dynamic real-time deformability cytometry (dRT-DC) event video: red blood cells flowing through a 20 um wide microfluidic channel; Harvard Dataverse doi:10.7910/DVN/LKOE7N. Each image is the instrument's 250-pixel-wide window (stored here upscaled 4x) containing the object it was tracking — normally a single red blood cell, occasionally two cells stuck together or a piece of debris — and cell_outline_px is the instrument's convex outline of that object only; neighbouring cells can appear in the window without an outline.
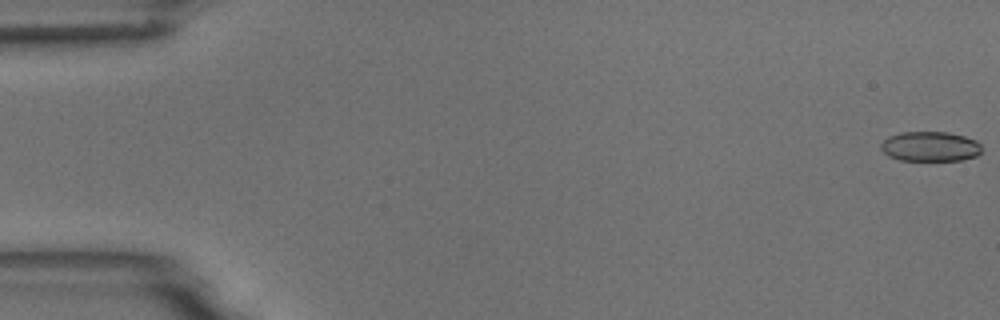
{"species": "common noctule bat (a hibernating species)", "species_latin": "Nyctalus noctula", "temperature_condition": "room temperature", "stored_images_in_passage": 55, "camera_frame_rate_fps": 3000, "um_per_image_px": 0.085, "animal": {"sex": "male", "body_mass_g": 18.8}, "frame": {"image": 1, "passage_image": 1, "time_ms": 0.0, "image_size_px": [1000, 320], "cell_outline_px": [[980, 152], [976, 156], [960, 160], [900, 160], [888, 156], [880, 148], [880, 144], [888, 136], [900, 132], [948, 132], [964, 136], [976, 140], [980, 144]], "centroid_in_image_um": [79.03, 12.44], "position_along_channel_um": 6.0, "area_um2": 17.51}}
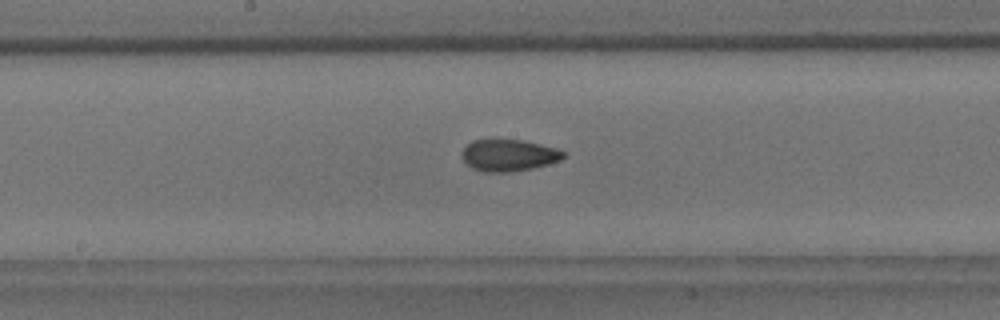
{"frame": {"image": 2, "passage_image": 29, "time_ms": 9.333, "image_size_px": [1000, 320], "cell_outline_px": [[564, 156], [560, 160], [548, 164], [532, 168], [508, 172], [484, 172], [472, 168], [460, 156], [464, 148], [472, 140], [520, 140], [556, 148], [564, 152]], "centroid_in_image_um": [43.21, 13.2], "position_along_channel_um": 205.0, "area_um2": 18.5}}
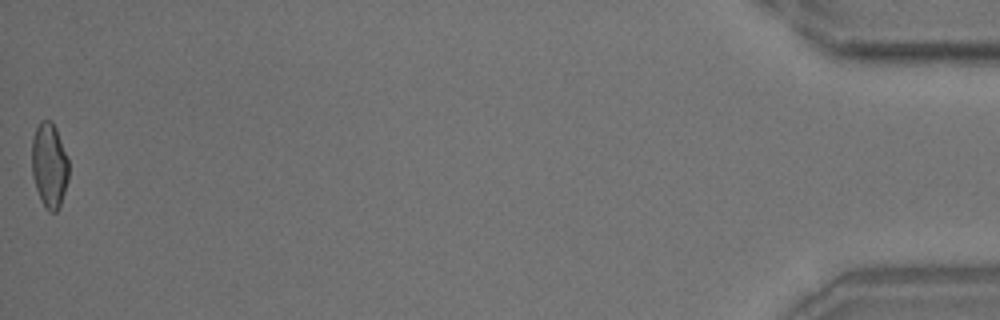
{"frame": {"image": 3, "passage_image": 55, "time_ms": 18.0, "image_size_px": [1000, 320], "cell_outline_px": [[68, 180], [60, 204], [56, 212], [48, 212], [44, 208], [40, 200], [32, 176], [32, 140], [36, 128], [40, 120], [52, 120], [56, 128], [68, 160]], "centroid_in_image_um": [4.18, 14.06], "position_along_channel_um": 431.0, "area_um2": 18.26}, "authors_computed_cell_mechanics": {"area_um2": 18.5538, "velocity_mm_per_s": 3.7329, "shape_relaxation_time_tau1_ms": 9.9353, "shape_relaxation_time_tau2_ms": 2.0029, "deformation_change_tau1": 0.1893, "deformation_change_tau2": 0.0676}}